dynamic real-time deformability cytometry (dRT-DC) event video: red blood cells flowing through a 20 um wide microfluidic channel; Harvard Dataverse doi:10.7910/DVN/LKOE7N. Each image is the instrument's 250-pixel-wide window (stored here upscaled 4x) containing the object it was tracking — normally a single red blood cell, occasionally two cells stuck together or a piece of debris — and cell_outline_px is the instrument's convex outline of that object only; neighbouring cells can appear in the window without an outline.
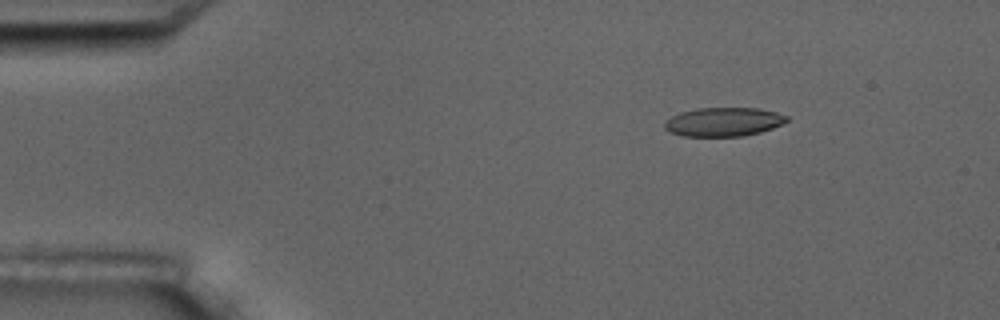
{"species": "common noctule bat (a hibernating species)", "species_latin": "Nyctalus noctula", "temperature_condition": "room temperature", "stored_images_in_passage": 5, "camera_frame_rate_fps": 3000, "um_per_image_px": 0.085, "animal": {"sex": "male", "body_mass_g": 17.5, "forearm_length_mm": 52.3}, "frame": {"image": 1, "passage_image": 3, "time_ms": 2.333, "image_size_px": [1000, 320], "cell_outline_px": [[788, 120], [772, 128], [760, 132], [744, 136], [680, 136], [664, 128], [664, 124], [672, 116], [680, 112], [696, 108], [756, 108], [776, 112], [788, 116]], "centroid_in_image_um": [61.49, 10.36], "position_along_channel_um": 23.5, "area_um2": 20.4}}
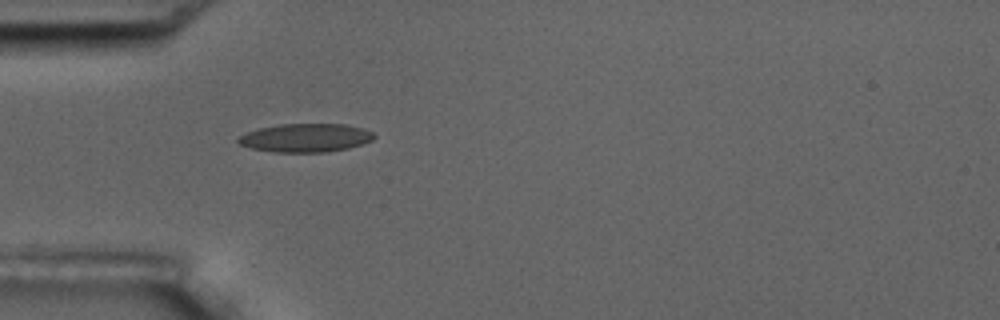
{"frame": {"image": 2, "passage_image": 5, "time_ms": 5.333, "image_size_px": [1000, 320], "cell_outline_px": [[376, 136], [372, 140], [348, 148], [324, 152], [272, 152], [252, 148], [240, 144], [236, 140], [240, 136], [256, 128], [280, 124], [344, 124], [364, 128], [372, 132]], "centroid_in_image_um": [25.97, 11.71], "position_along_channel_um": 59.0, "area_um2": 22.48}}